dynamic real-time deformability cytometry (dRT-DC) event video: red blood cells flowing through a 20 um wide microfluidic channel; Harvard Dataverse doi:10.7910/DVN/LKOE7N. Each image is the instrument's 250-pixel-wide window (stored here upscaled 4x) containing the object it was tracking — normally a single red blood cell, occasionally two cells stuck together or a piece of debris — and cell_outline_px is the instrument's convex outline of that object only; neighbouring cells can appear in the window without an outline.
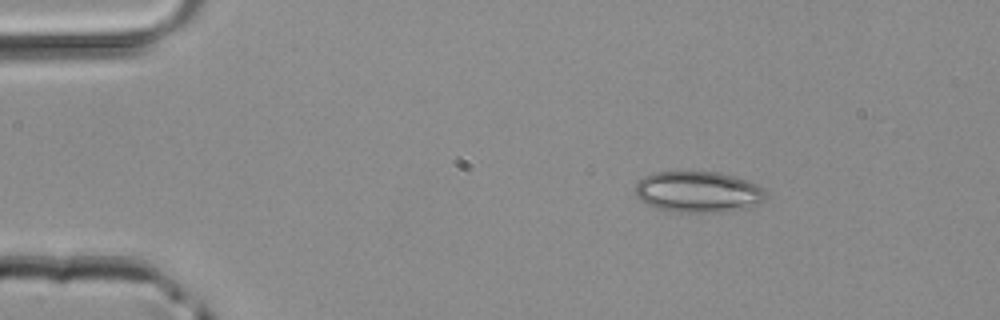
{"species": "common noctule bat (a hibernating species)", "species_latin": "Nyctalus noctula", "temperature_condition": "room temperature", "stored_images_in_passage": 4, "segment_of_instrument_passage": [1, 2], "camera_frame_rate_fps": 3000, "um_per_image_px": 0.085, "animal": {"sex": "male", "body_mass_g": 20.4}, "frame": {"image": 1, "passage_image": 1, "time_ms": 0.0, "image_size_px": [1000, 320], "cell_outline_px": [[768, 196], [760, 204], [748, 208], [724, 212], [672, 212], [656, 208], [640, 200], [636, 196], [636, 184], [644, 176], [652, 172], [720, 172], [756, 184], [764, 188], [768, 192]], "centroid_in_image_um": [59.38, 16.32], "position_along_channel_um": 25.6, "area_um2": 31.56}}